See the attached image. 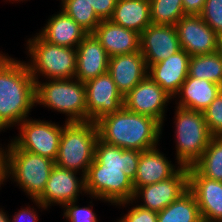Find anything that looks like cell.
Returning <instances> with one entry per match:
<instances>
[{"instance_id": "cell-1", "label": "cell", "mask_w": 222, "mask_h": 222, "mask_svg": "<svg viewBox=\"0 0 222 222\" xmlns=\"http://www.w3.org/2000/svg\"><path fill=\"white\" fill-rule=\"evenodd\" d=\"M140 153L98 139L94 161L85 176L86 195L112 205L132 200Z\"/></svg>"}, {"instance_id": "cell-2", "label": "cell", "mask_w": 222, "mask_h": 222, "mask_svg": "<svg viewBox=\"0 0 222 222\" xmlns=\"http://www.w3.org/2000/svg\"><path fill=\"white\" fill-rule=\"evenodd\" d=\"M99 139L122 149L146 151L157 147L162 125L154 118L124 106L96 121Z\"/></svg>"}, {"instance_id": "cell-3", "label": "cell", "mask_w": 222, "mask_h": 222, "mask_svg": "<svg viewBox=\"0 0 222 222\" xmlns=\"http://www.w3.org/2000/svg\"><path fill=\"white\" fill-rule=\"evenodd\" d=\"M35 104L34 78L25 61L12 58L0 70V132L27 119Z\"/></svg>"}, {"instance_id": "cell-4", "label": "cell", "mask_w": 222, "mask_h": 222, "mask_svg": "<svg viewBox=\"0 0 222 222\" xmlns=\"http://www.w3.org/2000/svg\"><path fill=\"white\" fill-rule=\"evenodd\" d=\"M98 139L96 122L65 121L55 165L76 172L82 170L81 175L85 177L94 161Z\"/></svg>"}, {"instance_id": "cell-5", "label": "cell", "mask_w": 222, "mask_h": 222, "mask_svg": "<svg viewBox=\"0 0 222 222\" xmlns=\"http://www.w3.org/2000/svg\"><path fill=\"white\" fill-rule=\"evenodd\" d=\"M26 44L30 55L26 64L35 82H39L40 74L47 80L75 78L76 48L51 44L38 33Z\"/></svg>"}, {"instance_id": "cell-6", "label": "cell", "mask_w": 222, "mask_h": 222, "mask_svg": "<svg viewBox=\"0 0 222 222\" xmlns=\"http://www.w3.org/2000/svg\"><path fill=\"white\" fill-rule=\"evenodd\" d=\"M47 81L35 82L36 104L65 114L66 122H86L85 83L76 78Z\"/></svg>"}, {"instance_id": "cell-7", "label": "cell", "mask_w": 222, "mask_h": 222, "mask_svg": "<svg viewBox=\"0 0 222 222\" xmlns=\"http://www.w3.org/2000/svg\"><path fill=\"white\" fill-rule=\"evenodd\" d=\"M175 110L176 165L191 167L201 158L213 136L202 111L178 106Z\"/></svg>"}, {"instance_id": "cell-8", "label": "cell", "mask_w": 222, "mask_h": 222, "mask_svg": "<svg viewBox=\"0 0 222 222\" xmlns=\"http://www.w3.org/2000/svg\"><path fill=\"white\" fill-rule=\"evenodd\" d=\"M10 142L7 145L8 178L17 182L31 200H36L44 191L55 161L22 150L12 140Z\"/></svg>"}, {"instance_id": "cell-9", "label": "cell", "mask_w": 222, "mask_h": 222, "mask_svg": "<svg viewBox=\"0 0 222 222\" xmlns=\"http://www.w3.org/2000/svg\"><path fill=\"white\" fill-rule=\"evenodd\" d=\"M18 126L19 134L12 141L22 150L56 160L63 127L44 120L25 119Z\"/></svg>"}, {"instance_id": "cell-10", "label": "cell", "mask_w": 222, "mask_h": 222, "mask_svg": "<svg viewBox=\"0 0 222 222\" xmlns=\"http://www.w3.org/2000/svg\"><path fill=\"white\" fill-rule=\"evenodd\" d=\"M188 190V167H180L179 170L169 179L138 187L134 191L132 200L116 204V206H124L133 203L138 198L143 200L141 207L148 210L159 212L166 208L169 204L177 200L182 194Z\"/></svg>"}, {"instance_id": "cell-11", "label": "cell", "mask_w": 222, "mask_h": 222, "mask_svg": "<svg viewBox=\"0 0 222 222\" xmlns=\"http://www.w3.org/2000/svg\"><path fill=\"white\" fill-rule=\"evenodd\" d=\"M77 174L78 172L76 171L55 165L51 170L43 193L36 200L32 201L36 203L35 205L39 209L42 208L44 210L52 206L53 203L63 207L67 203L78 201V196L82 192L86 194V191L85 177L81 176L78 178Z\"/></svg>"}, {"instance_id": "cell-12", "label": "cell", "mask_w": 222, "mask_h": 222, "mask_svg": "<svg viewBox=\"0 0 222 222\" xmlns=\"http://www.w3.org/2000/svg\"><path fill=\"white\" fill-rule=\"evenodd\" d=\"M171 99L174 98L149 75H146L124 96L123 106L131 112L150 116L163 126L166 106Z\"/></svg>"}, {"instance_id": "cell-13", "label": "cell", "mask_w": 222, "mask_h": 222, "mask_svg": "<svg viewBox=\"0 0 222 222\" xmlns=\"http://www.w3.org/2000/svg\"><path fill=\"white\" fill-rule=\"evenodd\" d=\"M85 88L86 121L96 122L123 107L124 97L108 72L85 82Z\"/></svg>"}, {"instance_id": "cell-14", "label": "cell", "mask_w": 222, "mask_h": 222, "mask_svg": "<svg viewBox=\"0 0 222 222\" xmlns=\"http://www.w3.org/2000/svg\"><path fill=\"white\" fill-rule=\"evenodd\" d=\"M175 26L181 49L190 56L217 51L218 34L203 21L200 15H184Z\"/></svg>"}, {"instance_id": "cell-15", "label": "cell", "mask_w": 222, "mask_h": 222, "mask_svg": "<svg viewBox=\"0 0 222 222\" xmlns=\"http://www.w3.org/2000/svg\"><path fill=\"white\" fill-rule=\"evenodd\" d=\"M181 50L175 25H149L140 34V52L147 68Z\"/></svg>"}, {"instance_id": "cell-16", "label": "cell", "mask_w": 222, "mask_h": 222, "mask_svg": "<svg viewBox=\"0 0 222 222\" xmlns=\"http://www.w3.org/2000/svg\"><path fill=\"white\" fill-rule=\"evenodd\" d=\"M188 190L198 203L202 219L222 222V181L208 179L191 166L188 167Z\"/></svg>"}, {"instance_id": "cell-17", "label": "cell", "mask_w": 222, "mask_h": 222, "mask_svg": "<svg viewBox=\"0 0 222 222\" xmlns=\"http://www.w3.org/2000/svg\"><path fill=\"white\" fill-rule=\"evenodd\" d=\"M108 73L124 97L146 77L148 68L142 53L138 51L109 57Z\"/></svg>"}, {"instance_id": "cell-18", "label": "cell", "mask_w": 222, "mask_h": 222, "mask_svg": "<svg viewBox=\"0 0 222 222\" xmlns=\"http://www.w3.org/2000/svg\"><path fill=\"white\" fill-rule=\"evenodd\" d=\"M190 55L183 49L148 67L149 75L173 98L188 77Z\"/></svg>"}, {"instance_id": "cell-19", "label": "cell", "mask_w": 222, "mask_h": 222, "mask_svg": "<svg viewBox=\"0 0 222 222\" xmlns=\"http://www.w3.org/2000/svg\"><path fill=\"white\" fill-rule=\"evenodd\" d=\"M75 78L87 82L108 72L109 56L93 33H88L76 48Z\"/></svg>"}, {"instance_id": "cell-20", "label": "cell", "mask_w": 222, "mask_h": 222, "mask_svg": "<svg viewBox=\"0 0 222 222\" xmlns=\"http://www.w3.org/2000/svg\"><path fill=\"white\" fill-rule=\"evenodd\" d=\"M93 34L109 57L140 51V34L115 24L110 19L101 20Z\"/></svg>"}, {"instance_id": "cell-21", "label": "cell", "mask_w": 222, "mask_h": 222, "mask_svg": "<svg viewBox=\"0 0 222 222\" xmlns=\"http://www.w3.org/2000/svg\"><path fill=\"white\" fill-rule=\"evenodd\" d=\"M173 165L158 147L141 151L135 179L134 190L138 187L158 183L172 177L181 166Z\"/></svg>"}, {"instance_id": "cell-22", "label": "cell", "mask_w": 222, "mask_h": 222, "mask_svg": "<svg viewBox=\"0 0 222 222\" xmlns=\"http://www.w3.org/2000/svg\"><path fill=\"white\" fill-rule=\"evenodd\" d=\"M45 25L38 34L47 42L63 47L77 48L88 34L62 10L53 14Z\"/></svg>"}, {"instance_id": "cell-23", "label": "cell", "mask_w": 222, "mask_h": 222, "mask_svg": "<svg viewBox=\"0 0 222 222\" xmlns=\"http://www.w3.org/2000/svg\"><path fill=\"white\" fill-rule=\"evenodd\" d=\"M222 87L205 79L187 77L181 85L178 96L179 101L176 103L178 107L203 111L216 98ZM181 95V96H180Z\"/></svg>"}, {"instance_id": "cell-24", "label": "cell", "mask_w": 222, "mask_h": 222, "mask_svg": "<svg viewBox=\"0 0 222 222\" xmlns=\"http://www.w3.org/2000/svg\"><path fill=\"white\" fill-rule=\"evenodd\" d=\"M112 22L141 34L149 25L150 0H117Z\"/></svg>"}, {"instance_id": "cell-25", "label": "cell", "mask_w": 222, "mask_h": 222, "mask_svg": "<svg viewBox=\"0 0 222 222\" xmlns=\"http://www.w3.org/2000/svg\"><path fill=\"white\" fill-rule=\"evenodd\" d=\"M201 220L198 203L189 190L159 211L157 218V222H200Z\"/></svg>"}, {"instance_id": "cell-26", "label": "cell", "mask_w": 222, "mask_h": 222, "mask_svg": "<svg viewBox=\"0 0 222 222\" xmlns=\"http://www.w3.org/2000/svg\"><path fill=\"white\" fill-rule=\"evenodd\" d=\"M188 76L205 79L222 87V55L216 51L210 54L191 56Z\"/></svg>"}, {"instance_id": "cell-27", "label": "cell", "mask_w": 222, "mask_h": 222, "mask_svg": "<svg viewBox=\"0 0 222 222\" xmlns=\"http://www.w3.org/2000/svg\"><path fill=\"white\" fill-rule=\"evenodd\" d=\"M193 167L204 177L222 181V136H213Z\"/></svg>"}, {"instance_id": "cell-28", "label": "cell", "mask_w": 222, "mask_h": 222, "mask_svg": "<svg viewBox=\"0 0 222 222\" xmlns=\"http://www.w3.org/2000/svg\"><path fill=\"white\" fill-rule=\"evenodd\" d=\"M61 5V10L87 33H93L101 22L88 0H61Z\"/></svg>"}, {"instance_id": "cell-29", "label": "cell", "mask_w": 222, "mask_h": 222, "mask_svg": "<svg viewBox=\"0 0 222 222\" xmlns=\"http://www.w3.org/2000/svg\"><path fill=\"white\" fill-rule=\"evenodd\" d=\"M184 15L182 0H150L152 24L176 25Z\"/></svg>"}, {"instance_id": "cell-30", "label": "cell", "mask_w": 222, "mask_h": 222, "mask_svg": "<svg viewBox=\"0 0 222 222\" xmlns=\"http://www.w3.org/2000/svg\"><path fill=\"white\" fill-rule=\"evenodd\" d=\"M202 112L212 136H222V91Z\"/></svg>"}, {"instance_id": "cell-31", "label": "cell", "mask_w": 222, "mask_h": 222, "mask_svg": "<svg viewBox=\"0 0 222 222\" xmlns=\"http://www.w3.org/2000/svg\"><path fill=\"white\" fill-rule=\"evenodd\" d=\"M200 16L217 34L222 32V0H206Z\"/></svg>"}, {"instance_id": "cell-32", "label": "cell", "mask_w": 222, "mask_h": 222, "mask_svg": "<svg viewBox=\"0 0 222 222\" xmlns=\"http://www.w3.org/2000/svg\"><path fill=\"white\" fill-rule=\"evenodd\" d=\"M77 201H73L70 203H67L63 206V216H65L66 221L69 222H98L96 213L92 210V206L88 207H80L79 205H76Z\"/></svg>"}, {"instance_id": "cell-33", "label": "cell", "mask_w": 222, "mask_h": 222, "mask_svg": "<svg viewBox=\"0 0 222 222\" xmlns=\"http://www.w3.org/2000/svg\"><path fill=\"white\" fill-rule=\"evenodd\" d=\"M158 212L136 205L117 222H157Z\"/></svg>"}, {"instance_id": "cell-34", "label": "cell", "mask_w": 222, "mask_h": 222, "mask_svg": "<svg viewBox=\"0 0 222 222\" xmlns=\"http://www.w3.org/2000/svg\"><path fill=\"white\" fill-rule=\"evenodd\" d=\"M88 2L101 20L110 19L117 4V0H88Z\"/></svg>"}, {"instance_id": "cell-35", "label": "cell", "mask_w": 222, "mask_h": 222, "mask_svg": "<svg viewBox=\"0 0 222 222\" xmlns=\"http://www.w3.org/2000/svg\"><path fill=\"white\" fill-rule=\"evenodd\" d=\"M39 216L37 215V210L35 211V208L30 206L26 208H21L13 218H10V222H38Z\"/></svg>"}, {"instance_id": "cell-36", "label": "cell", "mask_w": 222, "mask_h": 222, "mask_svg": "<svg viewBox=\"0 0 222 222\" xmlns=\"http://www.w3.org/2000/svg\"><path fill=\"white\" fill-rule=\"evenodd\" d=\"M206 0H182L185 15H200Z\"/></svg>"}, {"instance_id": "cell-37", "label": "cell", "mask_w": 222, "mask_h": 222, "mask_svg": "<svg viewBox=\"0 0 222 222\" xmlns=\"http://www.w3.org/2000/svg\"><path fill=\"white\" fill-rule=\"evenodd\" d=\"M7 147L0 146V187L8 179Z\"/></svg>"}, {"instance_id": "cell-38", "label": "cell", "mask_w": 222, "mask_h": 222, "mask_svg": "<svg viewBox=\"0 0 222 222\" xmlns=\"http://www.w3.org/2000/svg\"><path fill=\"white\" fill-rule=\"evenodd\" d=\"M7 54L0 53V70L12 59Z\"/></svg>"}, {"instance_id": "cell-39", "label": "cell", "mask_w": 222, "mask_h": 222, "mask_svg": "<svg viewBox=\"0 0 222 222\" xmlns=\"http://www.w3.org/2000/svg\"><path fill=\"white\" fill-rule=\"evenodd\" d=\"M9 215L7 216L6 212L3 209H0V222H10Z\"/></svg>"}, {"instance_id": "cell-40", "label": "cell", "mask_w": 222, "mask_h": 222, "mask_svg": "<svg viewBox=\"0 0 222 222\" xmlns=\"http://www.w3.org/2000/svg\"><path fill=\"white\" fill-rule=\"evenodd\" d=\"M217 51L222 55V32L218 34Z\"/></svg>"}, {"instance_id": "cell-41", "label": "cell", "mask_w": 222, "mask_h": 222, "mask_svg": "<svg viewBox=\"0 0 222 222\" xmlns=\"http://www.w3.org/2000/svg\"><path fill=\"white\" fill-rule=\"evenodd\" d=\"M200 222H213V221H207V220L202 219Z\"/></svg>"}, {"instance_id": "cell-42", "label": "cell", "mask_w": 222, "mask_h": 222, "mask_svg": "<svg viewBox=\"0 0 222 222\" xmlns=\"http://www.w3.org/2000/svg\"><path fill=\"white\" fill-rule=\"evenodd\" d=\"M8 1H9V2H10V1H14V2H15V1H23V0H8ZM24 1H25V0H24Z\"/></svg>"}]
</instances>
